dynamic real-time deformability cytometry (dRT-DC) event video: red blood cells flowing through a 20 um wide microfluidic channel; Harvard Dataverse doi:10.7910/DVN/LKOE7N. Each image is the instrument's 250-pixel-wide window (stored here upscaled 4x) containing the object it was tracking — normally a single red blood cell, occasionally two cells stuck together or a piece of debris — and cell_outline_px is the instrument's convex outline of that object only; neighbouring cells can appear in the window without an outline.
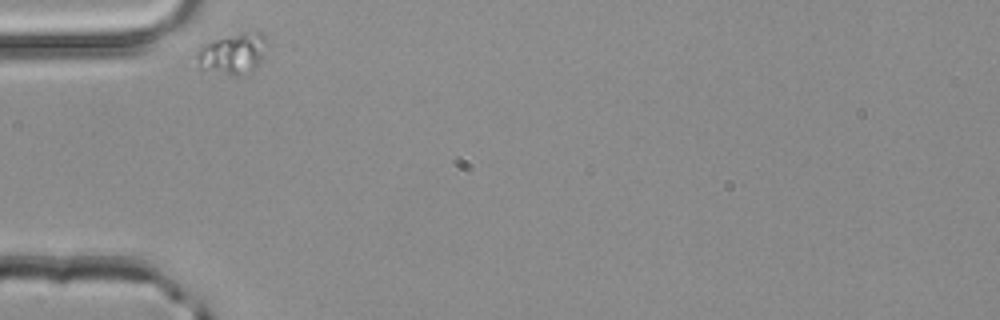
{"species": "common noctule bat (a hibernating species)", "species_latin": "Nyctalus noctula", "temperature_condition": "room temperature", "stored_images_in_passage": 2, "camera_frame_rate_fps": 3000, "um_per_image_px": 0.085, "animal": {"sex": "male", "body_mass_g": 20.4}, "frame": {"image": 1, "passage_image": 1, "time_ms": 0.0, "image_size_px": [1000, 320], "cell_outline_px": [[268, 44], [260, 60], [252, 72], [236, 76], [196, 68], [196, 52], [200, 44], [244, 32], [260, 32], [268, 40]], "centroid_in_image_um": [19.74, 4.57], "position_along_channel_um": 65.3, "area_um2": 16.94}}